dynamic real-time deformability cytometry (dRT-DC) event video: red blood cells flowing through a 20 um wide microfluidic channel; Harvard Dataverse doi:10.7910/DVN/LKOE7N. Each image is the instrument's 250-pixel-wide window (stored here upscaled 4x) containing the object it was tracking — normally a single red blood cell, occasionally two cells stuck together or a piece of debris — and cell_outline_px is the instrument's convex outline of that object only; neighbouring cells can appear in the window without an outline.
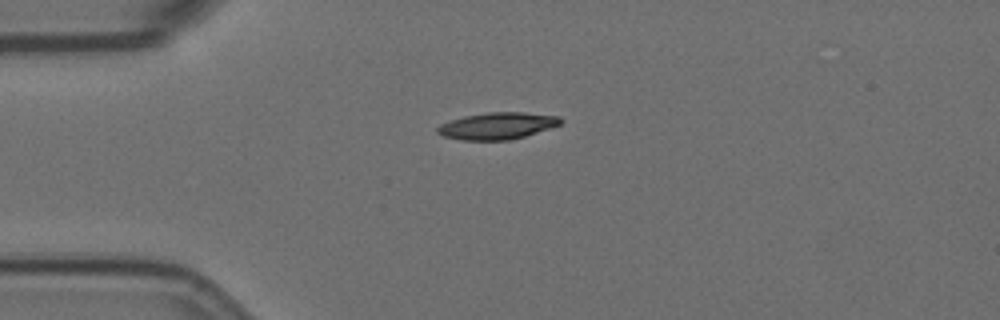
{"species": "Egyptian fruit bat (a non-hibernating species)", "species_latin": "Rousettus aegyptiacus", "temperature_condition": "room temperature", "stored_images_in_passage": 4, "camera_frame_rate_fps": 3000, "um_per_image_px": 0.085, "animal": {"sex": "female"}, "frame": {"image": 1, "passage_image": 1, "time_ms": 0.0, "image_size_px": [1000, 320], "cell_outline_px": [[564, 120], [560, 124], [524, 136], [508, 140], [464, 140], [444, 136], [436, 132], [436, 128], [440, 124], [464, 116], [488, 112], [524, 112], [560, 116]], "centroid_in_image_um": [42.27, 10.68], "position_along_channel_um": 42.7, "area_um2": 19.07}}
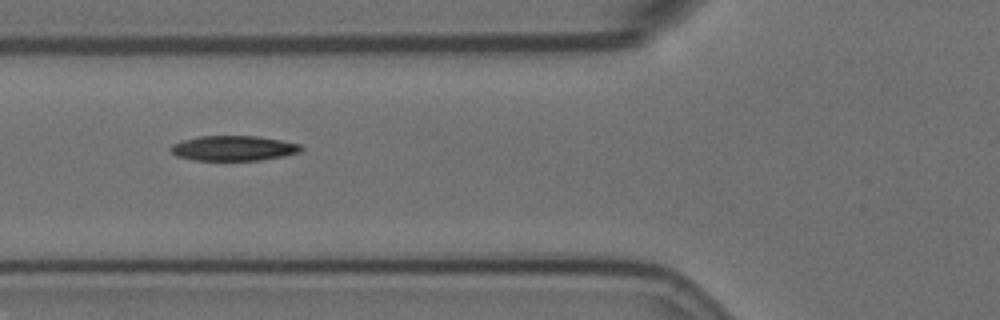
{"frame": {"image": 2, "passage_image": 3, "time_ms": 2.333, "image_size_px": [1000, 320], "cell_outline_px": [[304, 148], [300, 152], [284, 156], [260, 160], [192, 160], [176, 156], [168, 148], [172, 144], [184, 140], [200, 136], [256, 136], [280, 140], [300, 144]], "centroid_in_image_um": [19.84, 12.6], "position_along_channel_um": 106.0, "area_um2": 19.02}}
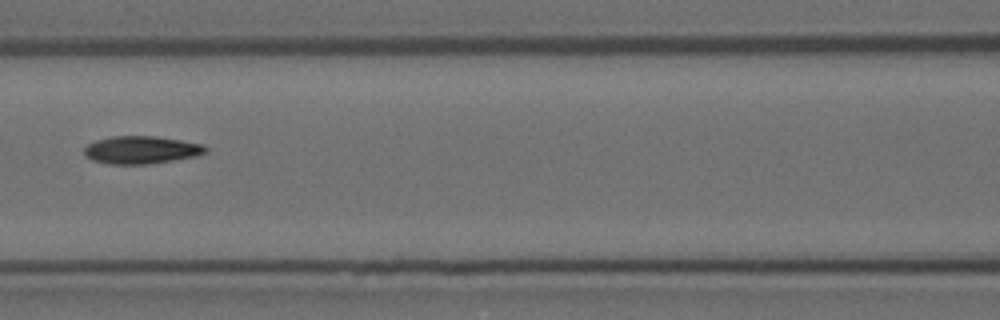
{"frame": {"image": 3, "passage_image": 4, "time_ms": 3.667, "image_size_px": [1000, 320], "cell_outline_px": [[208, 152], [196, 156], [148, 164], [108, 164], [92, 160], [84, 156], [84, 148], [88, 144], [96, 140], [112, 136], [156, 136], [204, 144], [208, 148]], "centroid_in_image_um": [12.01, 12.74], "position_along_channel_um": 154.6, "area_um2": 19.71}}